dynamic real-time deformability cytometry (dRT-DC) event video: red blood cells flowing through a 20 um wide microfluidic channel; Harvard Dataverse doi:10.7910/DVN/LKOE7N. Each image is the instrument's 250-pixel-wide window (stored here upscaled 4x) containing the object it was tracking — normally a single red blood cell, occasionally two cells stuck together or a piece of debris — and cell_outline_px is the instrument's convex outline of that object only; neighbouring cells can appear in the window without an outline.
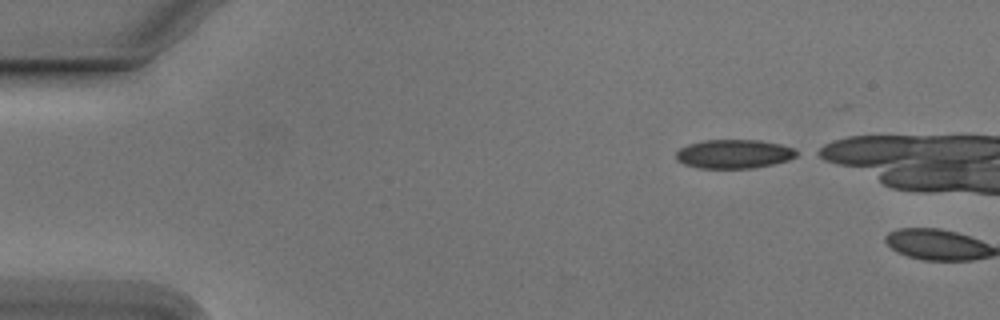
{"species": "Egyptian fruit bat (a non-hibernating species)", "species_latin": "Rousettus aegyptiacus", "temperature_condition": "cold", "stored_images_in_passage": 2, "camera_frame_rate_fps": 3000, "um_per_image_px": 0.085, "animal": {"sex": "male"}, "frame": {"image": 1, "passage_image": 1, "time_ms": 0.0, "image_size_px": [1000, 320], "cell_outline_px": [[804, 152], [788, 160], [772, 164], [752, 168], [700, 168], [684, 164], [676, 160], [676, 152], [680, 148], [688, 144], [704, 140], [760, 140], [780, 144], [796, 148]], "centroid_in_image_um": [62.44, 13.08], "position_along_channel_um": 22.6, "area_um2": 20.52}}